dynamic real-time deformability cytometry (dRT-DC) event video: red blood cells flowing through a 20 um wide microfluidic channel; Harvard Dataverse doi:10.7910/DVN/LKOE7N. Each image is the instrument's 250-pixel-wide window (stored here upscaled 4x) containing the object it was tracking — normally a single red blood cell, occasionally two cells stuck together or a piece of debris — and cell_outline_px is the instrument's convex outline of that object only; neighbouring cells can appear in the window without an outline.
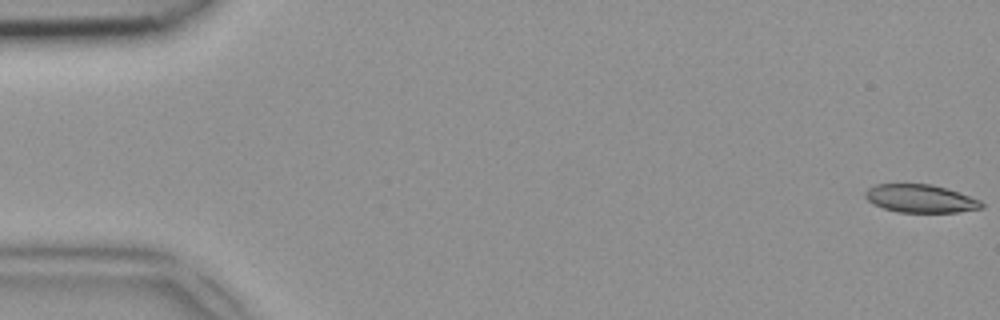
{"species": "common noctule bat (a hibernating species)", "species_latin": "Nyctalus noctula", "temperature_condition": "room temperature", "stored_images_in_passage": 49, "camera_frame_rate_fps": 3000, "um_per_image_px": 0.085, "animal": {"sex": "female", "body_mass_g": 18.4}, "frame": {"image": 1, "passage_image": 1, "time_ms": 0.0, "image_size_px": [1000, 320], "cell_outline_px": [[984, 208], [956, 212], [896, 212], [872, 204], [864, 196], [864, 192], [868, 188], [876, 184], [932, 184], [980, 200], [984, 204]], "centroid_in_image_um": [78.2, 16.88], "position_along_channel_um": 6.8, "area_um2": 18.9}}
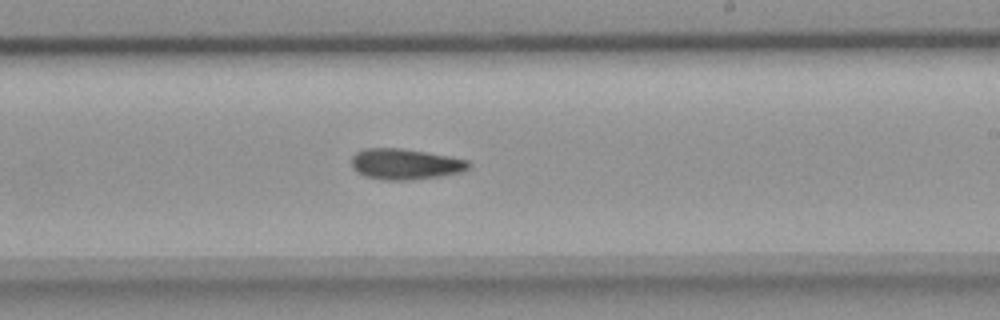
{"frame": {"image": 2, "passage_image": 29, "time_ms": 9.333, "image_size_px": [1000, 320], "cell_outline_px": [[472, 164], [464, 172], [408, 180], [388, 180], [364, 176], [352, 168], [352, 156], [356, 152], [364, 148], [404, 148], [448, 156], [468, 160]], "centroid_in_image_um": [34.44, 13.94], "position_along_channel_um": 254.6, "area_um2": 20.98}}
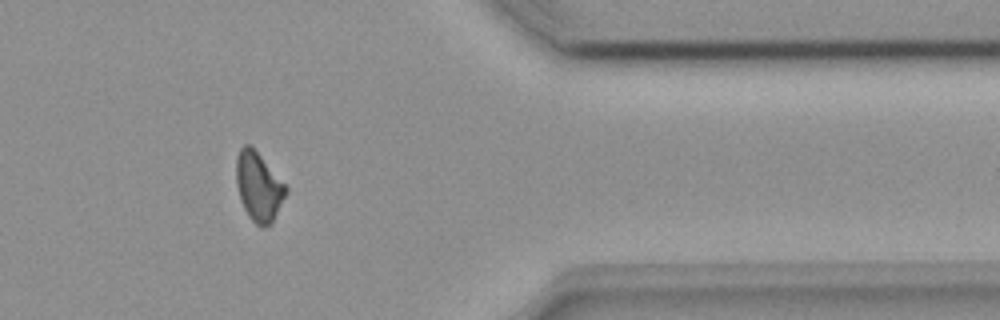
{"frame": {"image": 3, "passage_image": 40, "time_ms": 13.0, "image_size_px": [1000, 320], "cell_outline_px": [[288, 192], [272, 224], [264, 228], [260, 228], [248, 216], [240, 200], [236, 184], [236, 156], [240, 148], [244, 144], [248, 144], [260, 156], [288, 188]], "centroid_in_image_um": [21.98, 15.92], "position_along_channel_um": 389.4, "area_um2": 19.94}}